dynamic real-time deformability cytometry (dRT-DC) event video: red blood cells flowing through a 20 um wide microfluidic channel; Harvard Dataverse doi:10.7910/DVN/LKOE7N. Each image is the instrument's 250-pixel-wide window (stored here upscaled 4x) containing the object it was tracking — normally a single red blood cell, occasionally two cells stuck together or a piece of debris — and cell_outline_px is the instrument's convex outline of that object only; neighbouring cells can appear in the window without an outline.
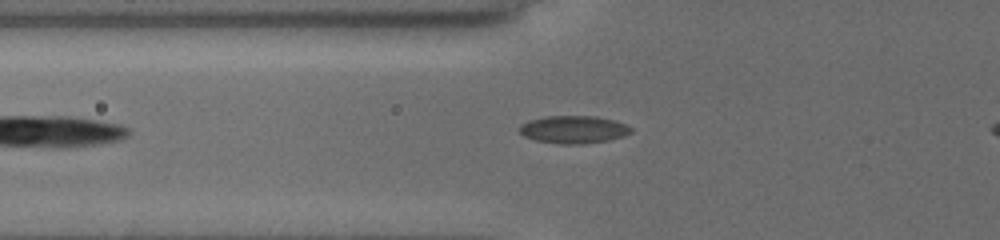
{"species": "common noctule bat (a hibernating species)", "species_latin": "Nyctalus noctula", "temperature_condition": "cold", "stored_images_in_passage": 46, "camera_frame_rate_fps": 3000, "um_per_image_px": 0.085, "animal": {"sex": "female", "body_mass_g": 19.5, "forearm_length_mm": 54.1}, "frame": {"image": 1, "passage_image": 5, "time_ms": 1.0, "image_size_px": [1000, 240], "cell_outline_px": [[632, 132], [624, 136], [608, 140], [584, 144], [560, 144], [536, 140], [524, 136], [520, 132], [520, 124], [528, 120], [544, 116], [596, 116], [616, 120], [628, 124], [632, 128]], "centroid_in_image_um": [48.79, 11.0], "position_along_channel_um": 77.0, "area_um2": 18.21}}
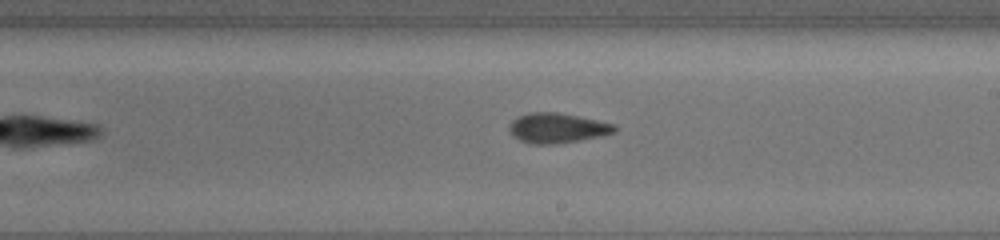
{"frame": {"image": 2, "passage_image": 22, "time_ms": 5.333, "image_size_px": [1000, 240], "cell_outline_px": [[616, 132], [604, 136], [552, 144], [532, 144], [520, 140], [512, 136], [508, 132], [508, 124], [512, 120], [520, 116], [532, 112], [556, 112], [616, 124]], "centroid_in_image_um": [47.34, 10.89], "position_along_channel_um": 241.7, "area_um2": 18.38}}
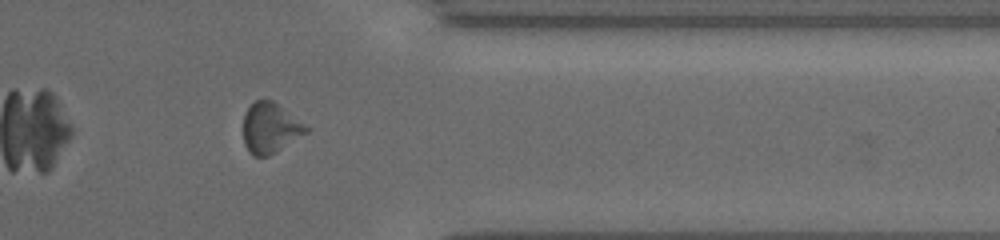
{"frame": {"image": 3, "passage_image": 38, "time_ms": 9.333, "image_size_px": [1000, 240], "cell_outline_px": [[312, 128], [308, 132], [276, 152], [268, 156], [252, 156], [248, 152], [244, 144], [244, 112], [256, 100], [272, 100]], "centroid_in_image_um": [22.99, 10.89], "position_along_channel_um": 388.4, "area_um2": 18.55}}